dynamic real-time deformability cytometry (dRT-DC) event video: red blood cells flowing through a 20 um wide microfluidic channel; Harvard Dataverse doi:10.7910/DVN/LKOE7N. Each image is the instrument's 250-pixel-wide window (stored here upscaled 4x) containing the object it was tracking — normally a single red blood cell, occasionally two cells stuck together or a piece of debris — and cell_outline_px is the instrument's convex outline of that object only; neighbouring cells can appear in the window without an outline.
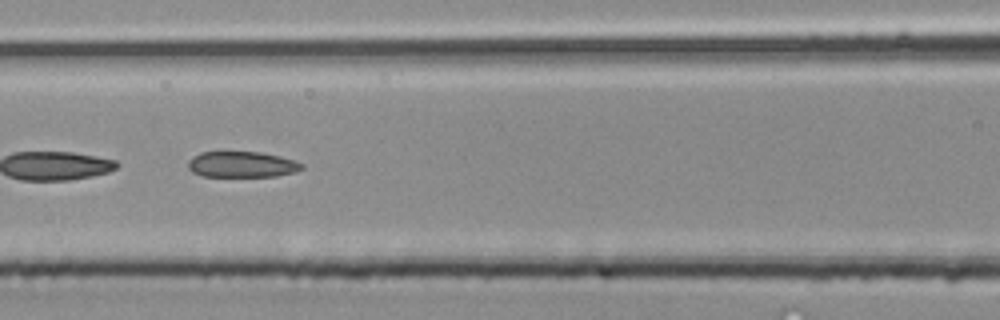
{"species": "common noctule bat (a hibernating species)", "species_latin": "Nyctalus noctula", "temperature_condition": "room temperature", "stored_images_in_passage": 41, "camera_frame_rate_fps": 3000, "um_per_image_px": 0.085, "animal": {"sex": "male", "body_mass_g": 20.4}, "frame": {"image": 1, "passage_image": 18, "time_ms": 5.667, "image_size_px": [1000, 320], "cell_outline_px": [[304, 168], [296, 172], [276, 176], [204, 176], [192, 172], [188, 168], [188, 160], [192, 156], [200, 152], [220, 148], [224, 148], [260, 152], [280, 156], [296, 160], [304, 164]], "centroid_in_image_um": [20.52, 13.91], "position_along_channel_um": 146.1, "area_um2": 18.21}}